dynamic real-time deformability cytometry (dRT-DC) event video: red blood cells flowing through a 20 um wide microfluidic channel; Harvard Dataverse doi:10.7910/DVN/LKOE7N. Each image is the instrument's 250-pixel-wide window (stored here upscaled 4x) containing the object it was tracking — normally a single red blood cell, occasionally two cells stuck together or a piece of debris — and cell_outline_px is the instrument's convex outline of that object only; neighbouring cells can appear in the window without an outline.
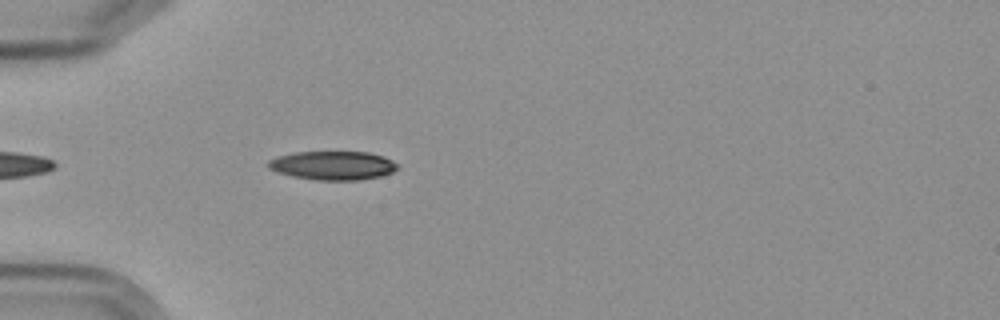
{"species": "Egyptian fruit bat (a non-hibernating species)", "species_latin": "Rousettus aegyptiacus", "temperature_condition": "cold", "stored_images_in_passage": 5, "camera_frame_rate_fps": 3000, "um_per_image_px": 0.085, "frame": {"image": 1, "passage_image": 5, "time_ms": 4.667, "image_size_px": [1000, 320], "cell_outline_px": [[400, 168], [392, 172], [380, 176], [360, 180], [316, 180], [292, 176], [276, 172], [268, 168], [268, 160], [276, 156], [296, 152], [368, 152], [384, 156], [400, 164]], "centroid_in_image_um": [28.31, 14.06], "position_along_channel_um": 56.7, "area_um2": 21.91}}